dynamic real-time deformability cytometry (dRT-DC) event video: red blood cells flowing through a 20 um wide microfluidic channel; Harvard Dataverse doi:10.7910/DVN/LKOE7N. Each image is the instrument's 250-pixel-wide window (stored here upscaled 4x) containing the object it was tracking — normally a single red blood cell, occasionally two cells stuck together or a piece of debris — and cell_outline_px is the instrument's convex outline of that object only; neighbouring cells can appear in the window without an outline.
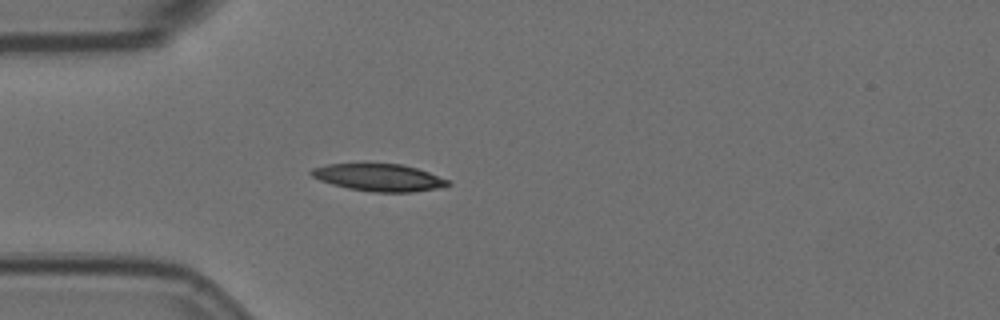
{"species": "Egyptian fruit bat (a non-hibernating species)", "species_latin": "Rousettus aegyptiacus", "temperature_condition": "room temperature", "stored_images_in_passage": 42, "camera_frame_rate_fps": 3000, "um_per_image_px": 0.085, "animal": {"sex": "female"}, "frame": {"image": 1, "passage_image": 1, "time_ms": 0.0, "image_size_px": [1000, 320], "cell_outline_px": [[452, 184], [436, 188], [412, 192], [372, 192], [348, 188], [332, 184], [320, 180], [312, 176], [308, 172], [312, 168], [328, 164], [400, 164], [416, 168], [452, 180]], "centroid_in_image_um": [32.22, 15.09], "position_along_channel_um": 52.8, "area_um2": 21.62}}
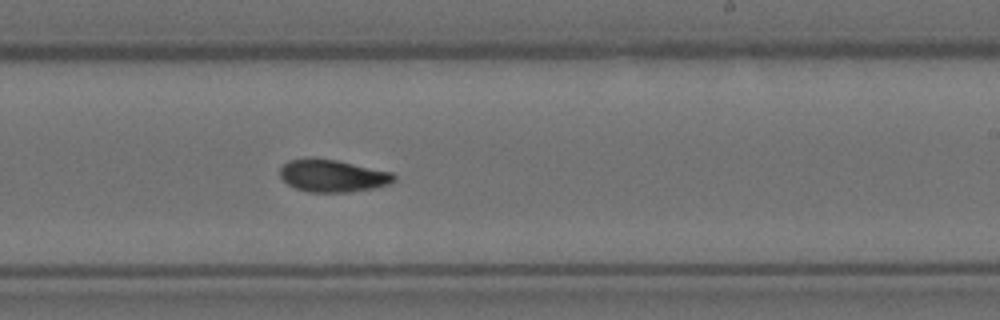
{"frame": {"image": 2, "passage_image": 19, "time_ms": 6.0, "image_size_px": [1000, 320], "cell_outline_px": [[396, 180], [388, 184], [372, 188], [348, 192], [308, 192], [296, 188], [288, 184], [280, 176], [280, 168], [288, 160], [312, 156], [336, 160], [392, 172], [396, 176]], "centroid_in_image_um": [28.24, 14.92], "position_along_channel_um": 260.8, "area_um2": 21.62}}
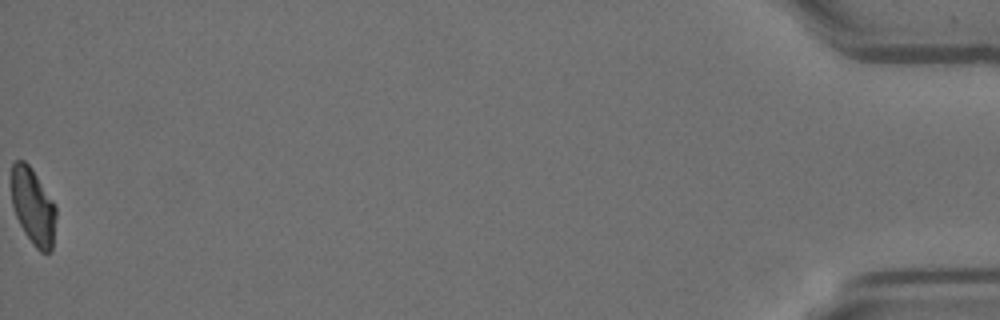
{"frame": {"image": 3, "passage_image": 42, "time_ms": 13.667, "image_size_px": [1000, 320], "cell_outline_px": [[56, 216], [52, 252], [40, 252], [32, 244], [24, 232], [16, 216], [12, 204], [12, 164], [16, 160], [24, 160], [32, 168], [56, 204]], "centroid_in_image_um": [2.83, 17.56], "position_along_channel_um": 432.4, "area_um2": 20.06}, "authors_computed_cell_mechanics": {"area_um2": 21.2126, "velocity_mm_per_s": 3.589, "shape_relaxation_time_tau1_ms": 5.9769, "shape_relaxation_time_tau2_ms": 3.413, "deformation_change_tau1": 0.1611, "deformation_change_tau2": 0.0762}}